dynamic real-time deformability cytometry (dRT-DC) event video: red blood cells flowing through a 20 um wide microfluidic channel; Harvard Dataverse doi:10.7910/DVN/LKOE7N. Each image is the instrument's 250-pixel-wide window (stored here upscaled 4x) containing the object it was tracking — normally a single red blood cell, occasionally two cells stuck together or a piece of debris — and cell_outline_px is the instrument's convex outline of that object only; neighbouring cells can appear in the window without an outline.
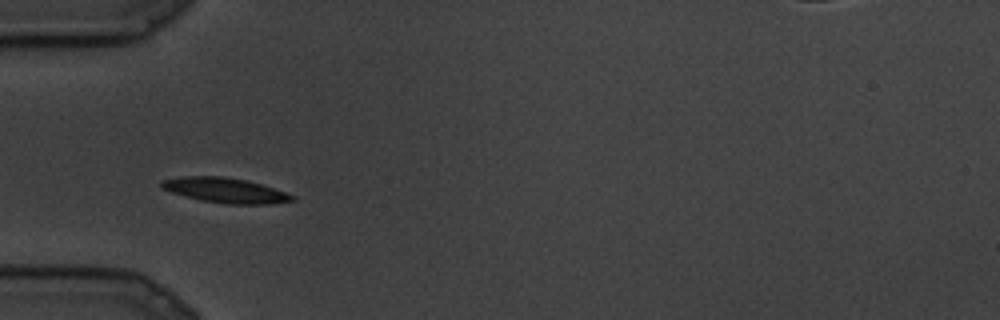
{"species": "common noctule bat (a hibernating species)", "species_latin": "Nyctalus noctula", "temperature_condition": "cold", "stored_images_in_passage": 62, "camera_frame_rate_fps": 3000, "um_per_image_px": 0.085, "animal": {"sex": "male", "body_mass_g": 19.5, "forearm_length_mm": 54.6}, "frame": {"image": 1, "passage_image": 1, "time_ms": 0.0, "image_size_px": [1000, 320], "cell_outline_px": [[296, 200], [272, 204], [228, 204], [200, 200], [184, 196], [160, 188], [160, 180], [184, 176], [224, 176], [248, 180], [296, 196]], "centroid_in_image_um": [19.13, 16.17], "position_along_channel_um": 65.9, "area_um2": 19.13}}
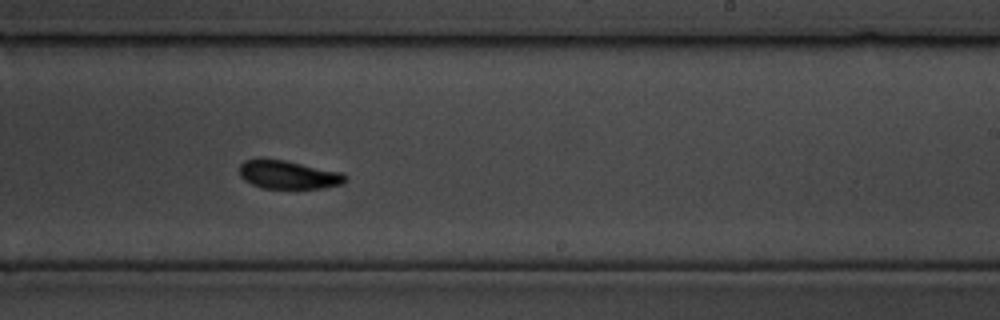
{"frame": {"image": 2, "passage_image": 28, "time_ms": 9.0, "image_size_px": [1000, 320], "cell_outline_px": [[348, 180], [344, 184], [324, 188], [264, 188], [252, 184], [244, 180], [240, 176], [240, 164], [244, 160], [284, 160], [340, 172]], "centroid_in_image_um": [24.53, 14.87], "position_along_channel_um": 264.5, "area_um2": 17.17}}
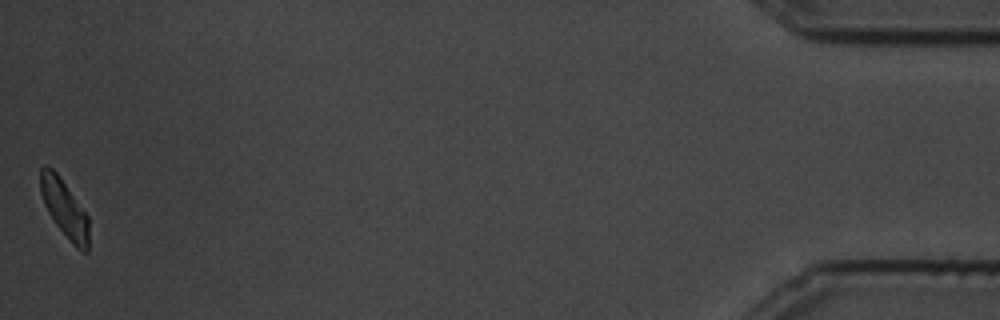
{"frame": {"image": 3, "passage_image": 62, "time_ms": 20.333, "image_size_px": [1000, 320], "cell_outline_px": [[88, 252], [80, 252], [72, 244], [56, 224], [48, 212], [44, 204], [40, 192], [40, 168], [44, 164], [48, 164], [56, 172], [88, 216]], "centroid_in_image_um": [5.46, 17.72], "position_along_channel_um": 429.7, "area_um2": 16.18}}